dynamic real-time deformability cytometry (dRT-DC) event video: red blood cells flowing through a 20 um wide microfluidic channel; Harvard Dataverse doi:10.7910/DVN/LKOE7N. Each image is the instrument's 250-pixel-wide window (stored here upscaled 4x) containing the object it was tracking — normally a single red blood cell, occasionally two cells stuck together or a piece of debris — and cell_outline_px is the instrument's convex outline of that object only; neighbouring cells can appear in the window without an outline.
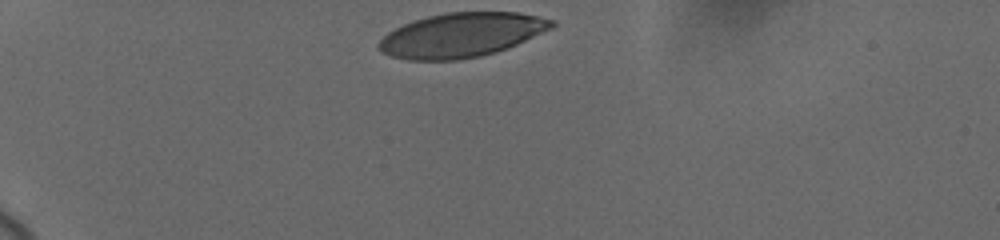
{"species": "human", "species_latin": "Homo sapiens", "temperature_condition": "cold", "stored_images_in_passage": 5, "camera_frame_rate_fps": 3000, "um_per_image_px": 0.085, "donor": {"sex": "female"}, "frame": {"image": 1, "passage_image": 1, "time_ms": 0.0, "image_size_px": [1000, 240], "cell_outline_px": [[556, 24], [552, 28], [508, 48], [480, 56], [456, 60], [408, 60], [392, 56], [380, 52], [376, 48], [376, 44], [388, 32], [404, 24], [428, 16], [444, 12], [520, 12], [540, 16], [556, 20]], "centroid_in_image_um": [39.23, 2.97], "position_along_channel_um": 45.8, "area_um2": 44.74}}
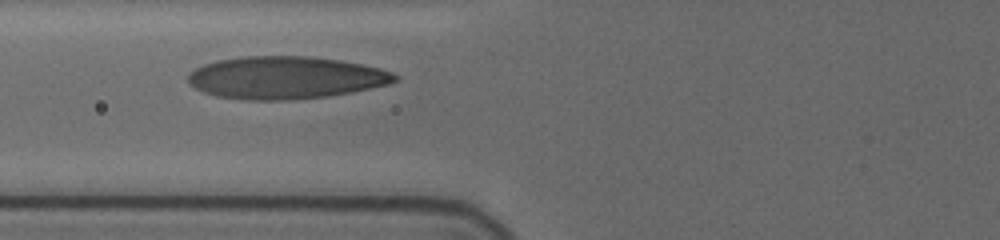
{"frame": {"image": 2, "passage_image": 4, "time_ms": 3.0, "image_size_px": [1000, 240], "cell_outline_px": [[400, 76], [396, 80], [388, 84], [372, 88], [328, 96], [288, 100], [248, 100], [216, 96], [204, 92], [188, 84], [188, 72], [204, 64], [216, 60], [244, 56], [312, 56], [340, 60], [380, 68], [392, 72]], "centroid_in_image_um": [24.25, 6.59], "position_along_channel_um": 101.5, "area_um2": 51.33}}
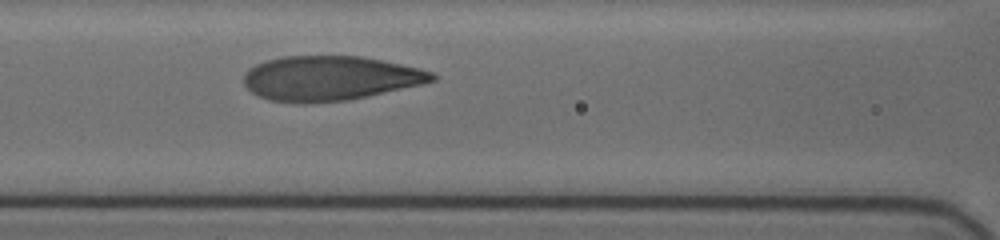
{"frame": {"image": 3, "passage_image": 5, "time_ms": 4.0, "image_size_px": [1000, 240], "cell_outline_px": [[436, 80], [424, 84], [368, 96], [348, 100], [304, 104], [268, 100], [252, 92], [244, 84], [244, 76], [248, 68], [264, 60], [284, 56], [360, 56], [420, 68], [432, 72], [436, 76]], "centroid_in_image_um": [28.04, 6.66], "position_along_channel_um": 138.6, "area_um2": 49.13}}